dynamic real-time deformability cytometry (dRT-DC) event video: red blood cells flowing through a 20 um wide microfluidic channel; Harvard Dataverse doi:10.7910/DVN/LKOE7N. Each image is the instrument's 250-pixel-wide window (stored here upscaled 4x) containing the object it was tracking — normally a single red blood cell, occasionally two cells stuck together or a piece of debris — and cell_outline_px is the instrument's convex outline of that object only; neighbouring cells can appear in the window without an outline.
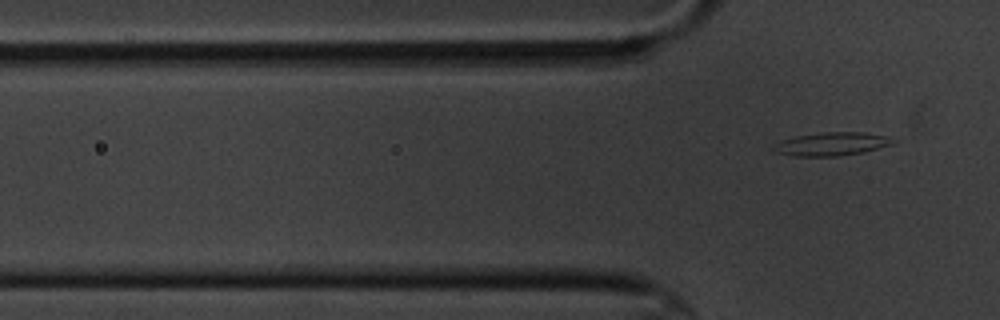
{"species": "common noctule bat (a hibernating species)", "species_latin": "Nyctalus noctula", "temperature_condition": "cold", "stored_images_in_passage": 6, "segment_of_instrument_passage": [2, 2], "camera_frame_rate_fps": 3000, "um_per_image_px": 0.085, "animal": {"sex": "male", "body_mass_g": 20.1, "forearm_length_mm": 53.5}, "frame": {"image": 1, "passage_image": 6, "time_ms": 7.0, "image_size_px": [1000, 320], "cell_outline_px": [[896, 140], [888, 144], [864, 152], [836, 156], [792, 156], [772, 152], [772, 144], [780, 140], [796, 136], [824, 132], [864, 132], [884, 136]], "centroid_in_image_um": [70.55, 12.24], "position_along_channel_um": 55.3, "area_um2": 16.13}}